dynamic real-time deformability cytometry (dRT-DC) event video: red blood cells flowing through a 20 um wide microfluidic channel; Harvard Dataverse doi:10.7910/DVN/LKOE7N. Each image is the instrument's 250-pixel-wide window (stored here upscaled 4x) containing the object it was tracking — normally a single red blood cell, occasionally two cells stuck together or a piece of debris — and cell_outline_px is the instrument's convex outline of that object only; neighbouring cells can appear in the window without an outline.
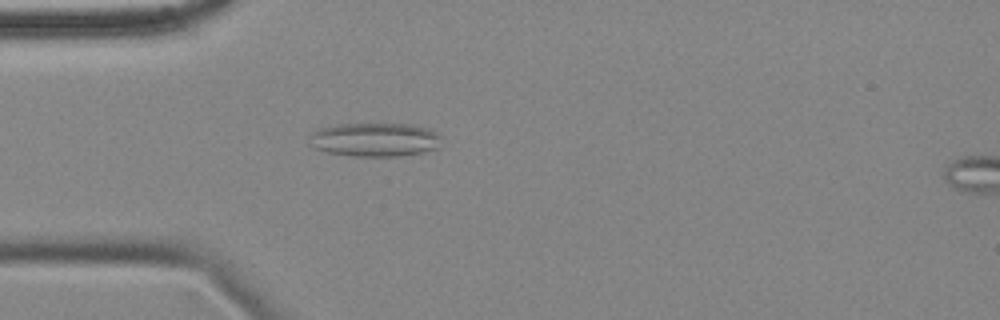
{"species": "common noctule bat (a hibernating species)", "species_latin": "Nyctalus noctula", "temperature_condition": "cold", "stored_images_in_passage": 43, "camera_frame_rate_fps": 3000, "um_per_image_px": 0.085, "animal": {"sex": "female", "body_mass_g": 18.4}, "frame": {"image": 1, "passage_image": 2, "time_ms": 0.333, "image_size_px": [1000, 320], "cell_outline_px": [[440, 148], [424, 152], [400, 156], [352, 156], [328, 152], [316, 148], [308, 144], [308, 136], [312, 132], [320, 128], [336, 124], [412, 124], [428, 128], [436, 132], [440, 136]], "centroid_in_image_um": [31.86, 11.87], "position_along_channel_um": 53.1, "area_um2": 26.3}}
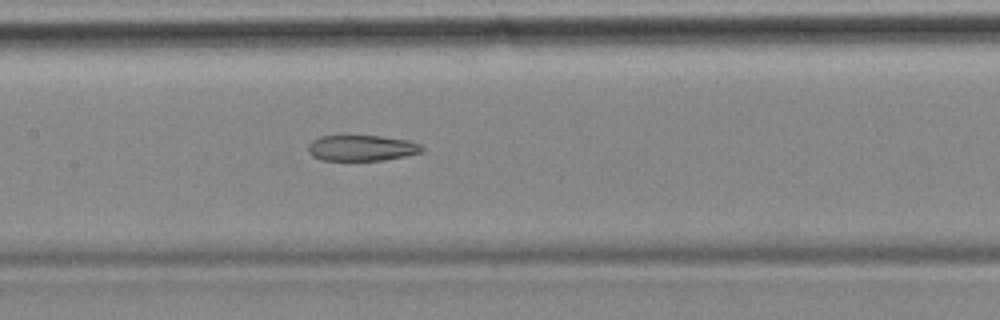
{"frame": {"image": 2, "passage_image": 13, "time_ms": 4.0, "image_size_px": [1000, 320], "cell_outline_px": [[424, 152], [384, 160], [324, 160], [312, 156], [308, 152], [308, 144], [312, 140], [320, 136], [380, 136], [408, 140], [420, 144], [424, 148]], "centroid_in_image_um": [30.75, 12.58], "position_along_channel_um": 176.6, "area_um2": 17.11}}
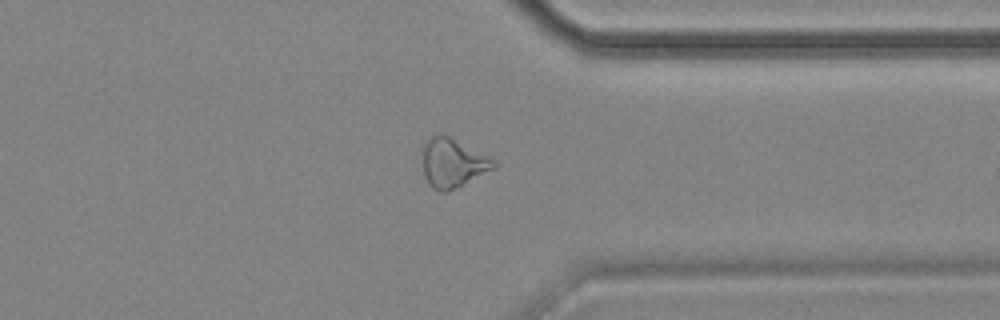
{"frame": {"image": 3, "passage_image": 30, "time_ms": 9.667, "image_size_px": [1000, 320], "cell_outline_px": [[496, 168], [448, 192], [440, 192], [424, 176], [424, 144], [432, 136], [444, 132], [496, 160]], "centroid_in_image_um": [38.54, 13.82], "position_along_channel_um": 372.9, "area_um2": 20.23}, "authors_computed_cell_mechanics": {"area_um2": 19.2474, "velocity_mm_per_s": 3.5256, "shape_relaxation_time_tau1_ms": null, "shape_relaxation_time_tau2_ms": 6.215, "deformation_change_tau1": null, "deformation_change_tau2": 0.159}}